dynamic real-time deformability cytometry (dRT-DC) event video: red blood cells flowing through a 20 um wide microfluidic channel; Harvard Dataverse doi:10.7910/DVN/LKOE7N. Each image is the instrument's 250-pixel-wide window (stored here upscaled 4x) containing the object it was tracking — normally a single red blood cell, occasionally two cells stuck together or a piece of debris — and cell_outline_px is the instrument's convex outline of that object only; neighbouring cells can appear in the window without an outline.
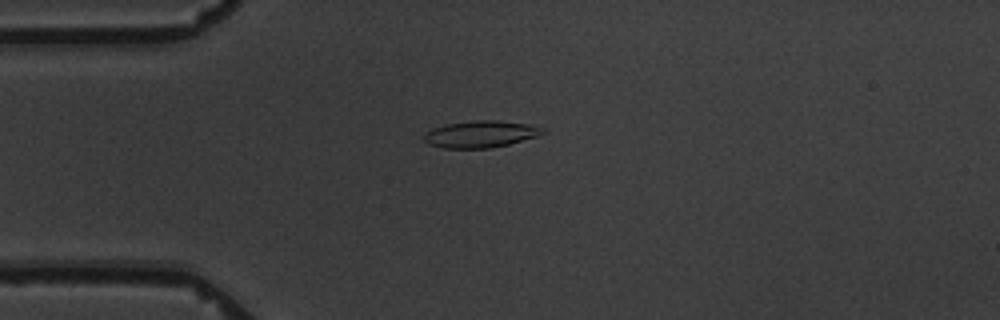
{"species": "common noctule bat (a hibernating species)", "species_latin": "Nyctalus noctula", "temperature_condition": "warm", "stored_images_in_passage": 7, "camera_frame_rate_fps": 3000, "um_per_image_px": 0.085, "animal": {"sex": "male", "body_mass_g": 19.5, "forearm_length_mm": 54.6}, "frame": {"image": 1, "passage_image": 5, "time_ms": 4.667, "image_size_px": [1000, 320], "cell_outline_px": [[548, 132], [540, 136], [508, 144], [488, 148], [444, 148], [428, 144], [424, 140], [424, 132], [444, 124], [476, 120], [496, 120], [532, 124], [548, 128]], "centroid_in_image_um": [40.94, 11.39], "position_along_channel_um": 44.1, "area_um2": 18.9}}
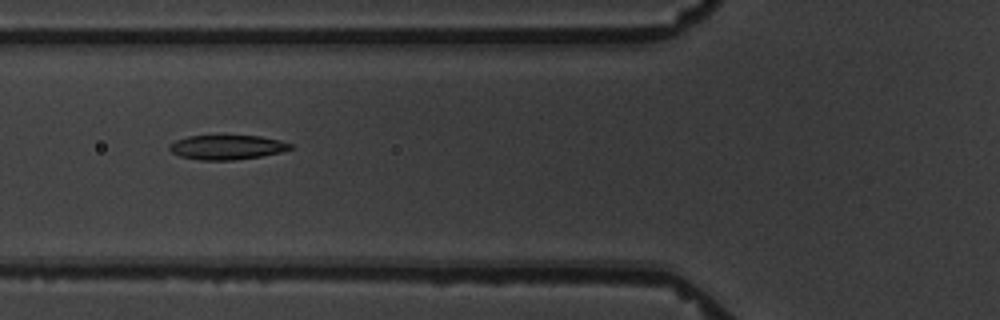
{"frame": {"image": 2, "passage_image": 7, "time_ms": 7.0, "image_size_px": [1000, 320], "cell_outline_px": [[292, 148], [280, 152], [260, 156], [232, 160], [200, 160], [180, 156], [172, 152], [168, 148], [168, 144], [176, 140], [188, 136], [260, 136], [280, 140], [292, 144]], "centroid_in_image_um": [19.27, 12.51], "position_along_channel_um": 106.5, "area_um2": 17.11}}